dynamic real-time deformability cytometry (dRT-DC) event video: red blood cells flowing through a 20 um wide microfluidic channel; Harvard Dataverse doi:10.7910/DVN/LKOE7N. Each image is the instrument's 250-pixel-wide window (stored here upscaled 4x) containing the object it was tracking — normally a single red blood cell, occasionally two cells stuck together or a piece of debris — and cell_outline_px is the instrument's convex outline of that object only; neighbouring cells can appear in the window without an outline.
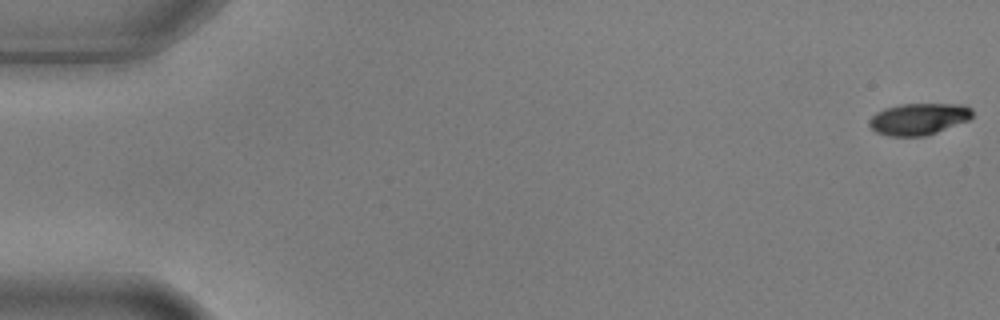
{"species": "common noctule bat (a hibernating species)", "species_latin": "Nyctalus noctula", "temperature_condition": "warm", "stored_images_in_passage": 4, "camera_frame_rate_fps": 3000, "um_per_image_px": 0.085, "animal": {"sex": "male", "body_mass_g": 17.9, "forearm_length_mm": 54.2}, "frame": {"image": 1, "passage_image": 1, "time_ms": 0.0, "image_size_px": [1000, 320], "cell_outline_px": [[972, 116], [968, 120], [936, 132], [924, 136], [888, 136], [876, 132], [868, 124], [868, 120], [876, 112], [884, 108], [900, 104], [964, 104], [972, 108]], "centroid_in_image_um": [78.06, 10.1], "position_along_channel_um": 6.9, "area_um2": 19.02}}